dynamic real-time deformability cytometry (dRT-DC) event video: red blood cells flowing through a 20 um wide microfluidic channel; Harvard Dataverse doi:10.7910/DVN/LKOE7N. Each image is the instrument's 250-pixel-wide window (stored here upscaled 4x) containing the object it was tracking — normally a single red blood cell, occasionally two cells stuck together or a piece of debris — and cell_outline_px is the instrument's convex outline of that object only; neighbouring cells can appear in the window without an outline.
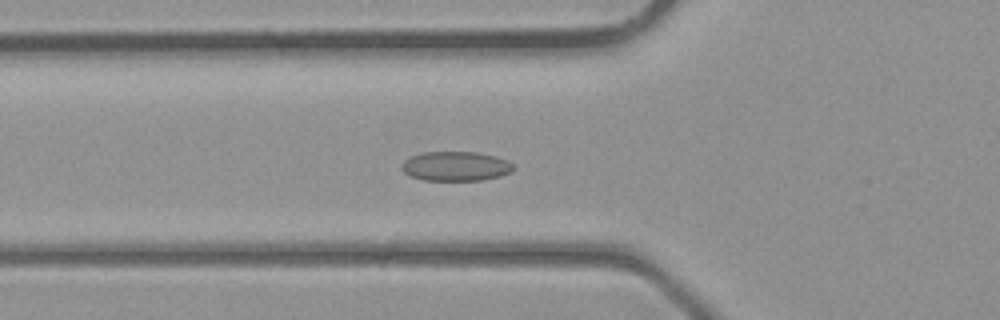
{"species": "common noctule bat (a hibernating species)", "species_latin": "Nyctalus noctula", "temperature_condition": "room temperature", "stored_images_in_passage": 32, "camera_frame_rate_fps": 3000, "um_per_image_px": 0.085, "animal": {"sex": "male", "body_mass_g": 23.1, "forearm_length_mm": 52.7}, "frame": {"image": 1, "passage_image": 6, "time_ms": 1.667, "image_size_px": [1000, 320], "cell_outline_px": [[516, 168], [512, 172], [500, 176], [480, 180], [424, 180], [412, 176], [404, 172], [400, 168], [400, 164], [404, 160], [412, 156], [424, 152], [476, 152], [496, 156], [508, 160]], "centroid_in_image_um": [38.75, 14.12], "position_along_channel_um": 87.0, "area_um2": 19.25}}
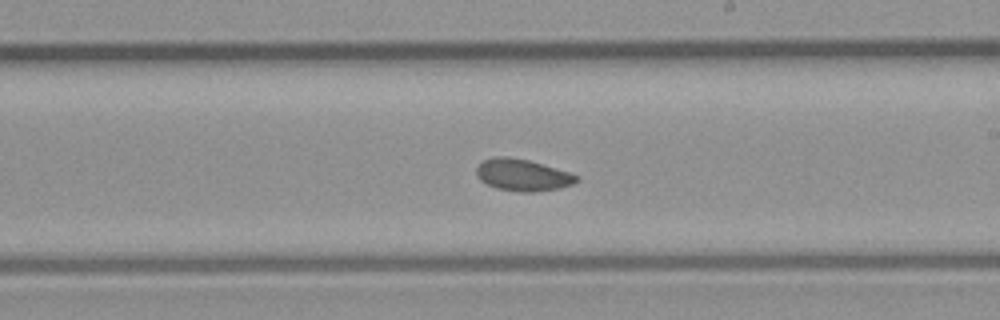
{"frame": {"image": 2, "passage_image": 15, "time_ms": 4.667, "image_size_px": [1000, 320], "cell_outline_px": [[580, 180], [572, 184], [560, 188], [532, 192], [516, 192], [496, 188], [480, 180], [476, 172], [476, 168], [484, 160], [496, 156], [508, 156], [528, 160], [568, 172], [580, 176]], "centroid_in_image_um": [44.43, 14.88], "position_along_channel_um": 244.6, "area_um2": 18.5}}
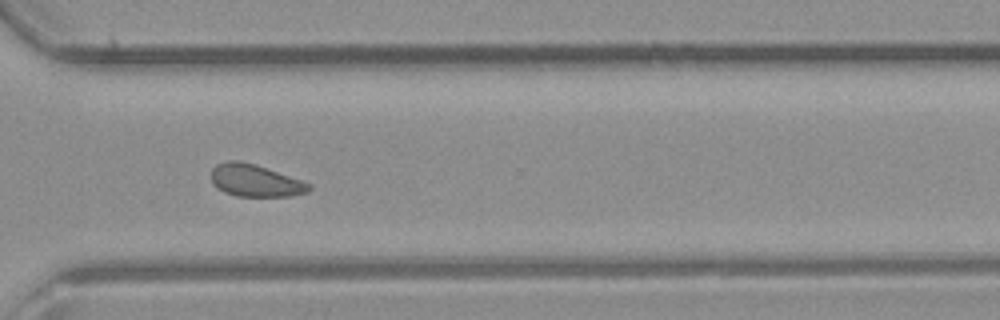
{"frame": {"image": 3, "passage_image": 21, "time_ms": 6.667, "image_size_px": [1000, 320], "cell_outline_px": [[312, 188], [308, 192], [292, 196], [236, 196], [224, 192], [212, 184], [212, 168], [216, 164], [228, 160], [240, 160], [256, 164], [312, 184]], "centroid_in_image_um": [21.7, 15.34], "position_along_channel_um": 348.9, "area_um2": 18.5}}